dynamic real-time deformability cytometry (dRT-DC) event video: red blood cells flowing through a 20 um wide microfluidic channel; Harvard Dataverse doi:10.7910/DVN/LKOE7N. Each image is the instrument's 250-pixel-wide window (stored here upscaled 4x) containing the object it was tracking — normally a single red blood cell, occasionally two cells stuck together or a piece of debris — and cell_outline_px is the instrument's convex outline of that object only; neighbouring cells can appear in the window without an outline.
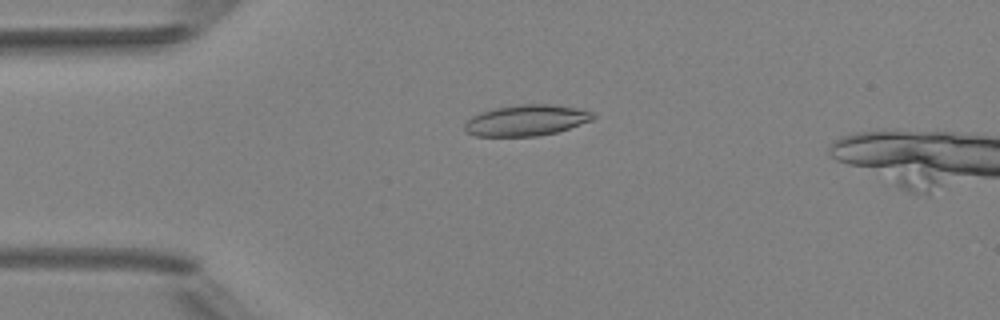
{"species": "Egyptian fruit bat (a non-hibernating species)", "species_latin": "Rousettus aegyptiacus", "temperature_condition": "room temperature", "stored_images_in_passage": 6, "camera_frame_rate_fps": 3000, "um_per_image_px": 0.085, "animal": {"sex": "female"}, "frame": {"image": 1, "passage_image": 4, "time_ms": 3.333, "image_size_px": [1000, 320], "cell_outline_px": [[596, 116], [592, 120], [556, 132], [536, 136], [476, 136], [464, 132], [464, 124], [472, 116], [480, 112], [496, 108], [520, 104], [548, 104], [576, 108], [592, 112]], "centroid_in_image_um": [44.7, 10.23], "position_along_channel_um": 40.3, "area_um2": 23.0}}